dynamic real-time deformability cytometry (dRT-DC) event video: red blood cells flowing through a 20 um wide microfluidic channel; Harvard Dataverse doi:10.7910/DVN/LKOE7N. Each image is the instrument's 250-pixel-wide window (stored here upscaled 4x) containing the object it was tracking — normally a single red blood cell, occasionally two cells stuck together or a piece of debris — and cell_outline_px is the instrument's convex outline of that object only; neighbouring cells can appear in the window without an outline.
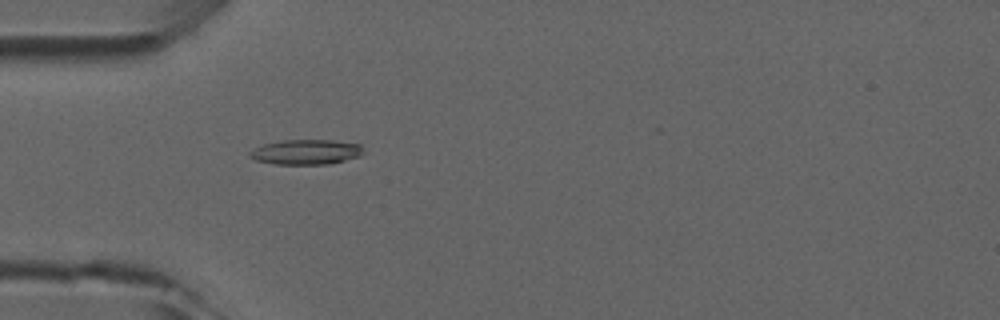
{"species": "common noctule bat (a hibernating species)", "species_latin": "Nyctalus noctula", "temperature_condition": "room temperature", "stored_images_in_passage": 5, "camera_frame_rate_fps": 3000, "um_per_image_px": 0.085, "animal": {"sex": "male", "forearm_length_mm": 52.5}, "frame": {"image": 1, "passage_image": 5, "time_ms": 4.667, "image_size_px": [1000, 320], "cell_outline_px": [[364, 152], [360, 156], [328, 164], [276, 164], [256, 160], [248, 156], [248, 152], [264, 144], [284, 140], [332, 140], [360, 144]], "centroid_in_image_um": [26.02, 12.92], "position_along_channel_um": 59.0, "area_um2": 16.42}}